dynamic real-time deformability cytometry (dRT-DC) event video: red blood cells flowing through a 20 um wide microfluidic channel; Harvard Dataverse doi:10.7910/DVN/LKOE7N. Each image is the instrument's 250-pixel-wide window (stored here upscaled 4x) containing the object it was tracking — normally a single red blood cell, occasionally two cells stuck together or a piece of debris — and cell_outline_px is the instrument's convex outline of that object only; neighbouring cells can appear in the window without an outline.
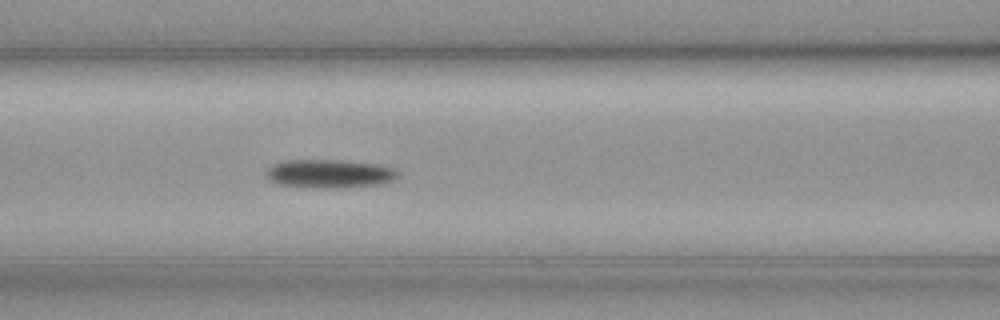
{"species": "common noctule bat (a hibernating species)", "species_latin": "Nyctalus noctula", "temperature_condition": "cold", "stored_images_in_passage": 42, "camera_frame_rate_fps": 3000, "um_per_image_px": 0.085, "animal": {"sex": "female", "body_mass_g": 19.3, "forearm_length_mm": 54.1}, "frame": {"image": 1, "passage_image": 8, "time_ms": 2.333, "image_size_px": [1000, 320], "cell_outline_px": [[400, 176], [392, 180], [380, 184], [340, 188], [312, 188], [276, 184], [264, 176], [264, 172], [272, 164], [284, 160], [340, 160], [376, 164], [392, 168]], "centroid_in_image_um": [27.92, 14.77], "position_along_channel_um": 138.7, "area_um2": 22.08}}
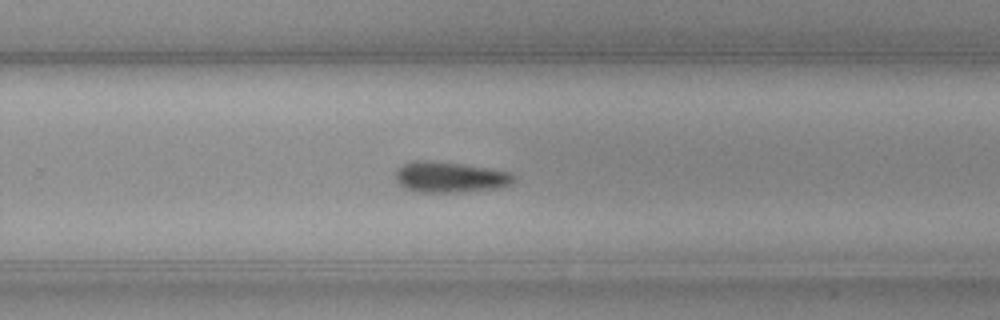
{"frame": {"image": 2, "passage_image": 21, "time_ms": 6.667, "image_size_px": [1000, 320], "cell_outline_px": [[516, 180], [512, 184], [504, 188], [464, 192], [416, 192], [404, 188], [392, 176], [396, 168], [400, 164], [416, 160], [428, 160], [464, 164], [512, 172], [516, 176]], "centroid_in_image_um": [38.25, 15.06], "position_along_channel_um": 291.5, "area_um2": 21.96}}
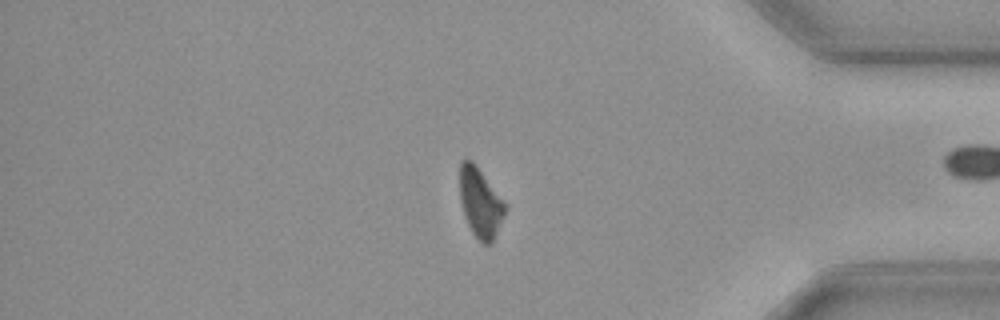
{"frame": {"image": 3, "passage_image": 32, "time_ms": 10.333, "image_size_px": [1000, 320], "cell_outline_px": [[508, 208], [492, 244], [484, 244], [472, 232], [468, 224], [460, 200], [460, 160], [472, 160], [476, 164], [508, 204]], "centroid_in_image_um": [40.87, 17.21], "position_along_channel_um": 394.3, "area_um2": 18.61}, "authors_computed_cell_mechanics": {"area_um2": 20.6057, "velocity_mm_per_s": 3.5402, "shape_relaxation_time_tau1_ms": 4.3218, "shape_relaxation_time_tau2_ms": null, "deformation_change_tau1": 0.1241, "deformation_change_tau2": null}}